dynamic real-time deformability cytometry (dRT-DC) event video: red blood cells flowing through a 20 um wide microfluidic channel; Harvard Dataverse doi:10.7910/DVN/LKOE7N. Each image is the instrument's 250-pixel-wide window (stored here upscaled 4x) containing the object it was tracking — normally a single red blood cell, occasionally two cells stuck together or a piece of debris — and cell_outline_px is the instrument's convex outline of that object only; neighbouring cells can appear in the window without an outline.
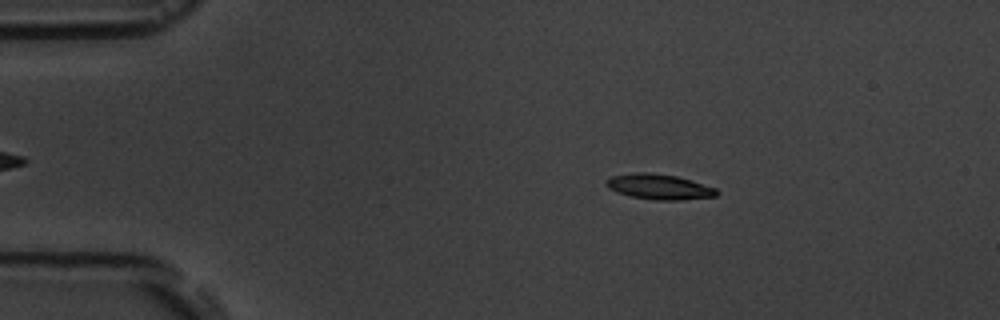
{"species": "common noctule bat (a hibernating species)", "species_latin": "Nyctalus noctula", "temperature_condition": "room temperature", "stored_images_in_passage": 6, "segment_of_instrument_passage": [1, 2], "camera_frame_rate_fps": 3000, "um_per_image_px": 0.085, "animal": {"sex": "male", "body_mass_g": 19.5, "forearm_length_mm": 54.6}, "frame": {"image": 1, "passage_image": 3, "time_ms": 2.0, "image_size_px": [1000, 320], "cell_outline_px": [[720, 192], [716, 196], [680, 200], [656, 200], [632, 196], [616, 192], [608, 188], [604, 184], [604, 180], [612, 176], [636, 172], [644, 172], [676, 176], [716, 188]], "centroid_in_image_um": [56.0, 15.88], "position_along_channel_um": 29.0, "area_um2": 16.18}}